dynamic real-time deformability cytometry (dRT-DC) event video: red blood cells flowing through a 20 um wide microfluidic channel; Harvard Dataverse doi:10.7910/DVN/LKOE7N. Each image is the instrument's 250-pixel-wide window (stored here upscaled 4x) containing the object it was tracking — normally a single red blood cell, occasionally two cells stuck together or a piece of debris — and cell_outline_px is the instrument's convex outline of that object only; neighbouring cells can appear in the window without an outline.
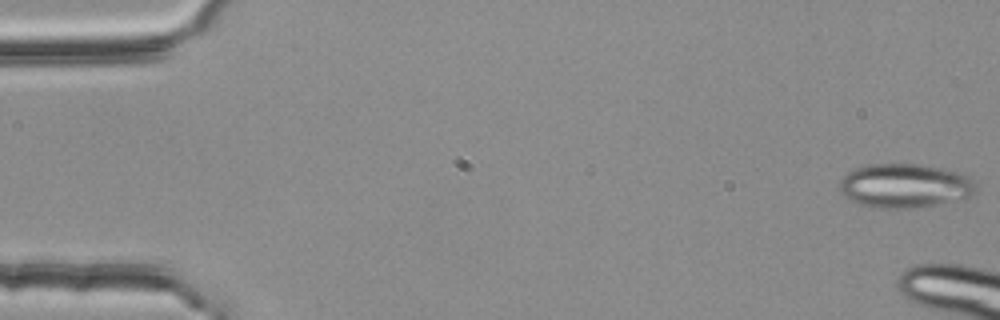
{"species": "common noctule bat (a hibernating species)", "species_latin": "Nyctalus noctula", "temperature_condition": "room temperature", "stored_images_in_passage": 10, "camera_frame_rate_fps": 3000, "um_per_image_px": 0.085, "animal": {"sex": "female", "body_mass_g": 25.1}, "frame": {"image": 1, "passage_image": 1, "time_ms": 0.0, "image_size_px": [1000, 320], "cell_outline_px": [[980, 192], [972, 196], [912, 208], [880, 208], [860, 204], [844, 196], [840, 192], [840, 180], [848, 172], [856, 168], [868, 164], [920, 164], [940, 168], [956, 172], [968, 176], [980, 188]], "centroid_in_image_um": [76.93, 15.78], "position_along_channel_um": 8.1, "area_um2": 34.85}}